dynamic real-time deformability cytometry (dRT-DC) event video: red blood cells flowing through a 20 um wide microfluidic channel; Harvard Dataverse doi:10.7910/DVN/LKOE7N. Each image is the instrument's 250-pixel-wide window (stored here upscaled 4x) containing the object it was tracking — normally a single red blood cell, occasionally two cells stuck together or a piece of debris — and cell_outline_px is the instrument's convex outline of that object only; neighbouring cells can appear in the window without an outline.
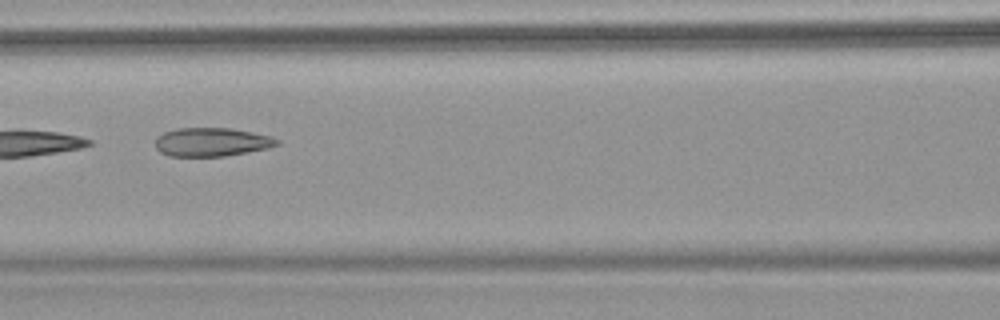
{"species": "common noctule bat (a hibernating species)", "species_latin": "Nyctalus noctula", "temperature_condition": "warm", "stored_images_in_passage": 9, "camera_frame_rate_fps": 3000, "um_per_image_px": 0.085, "animal": {"sex": "female", "body_mass_g": 18.4}, "frame": {"image": 1, "passage_image": 9, "time_ms": 2.667, "image_size_px": [1000, 320], "cell_outline_px": [[280, 144], [268, 148], [248, 152], [224, 156], [168, 156], [160, 152], [156, 148], [156, 136], [164, 132], [176, 128], [232, 128], [272, 136], [280, 140]], "centroid_in_image_um": [18.0, 12.07], "position_along_channel_um": 148.6, "area_um2": 20.46}}